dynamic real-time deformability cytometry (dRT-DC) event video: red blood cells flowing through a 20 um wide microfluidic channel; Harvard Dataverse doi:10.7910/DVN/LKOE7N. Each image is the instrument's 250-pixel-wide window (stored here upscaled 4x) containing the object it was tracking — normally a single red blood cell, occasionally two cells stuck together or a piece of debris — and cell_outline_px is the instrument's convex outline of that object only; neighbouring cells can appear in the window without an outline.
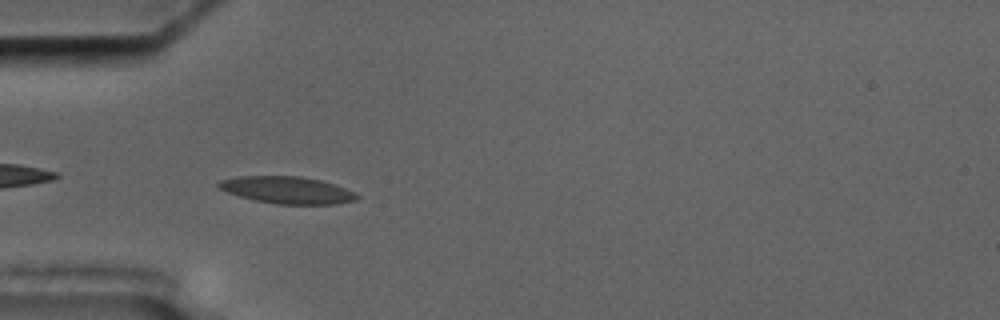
{"species": "common noctule bat (a hibernating species)", "species_latin": "Nyctalus noctula", "temperature_condition": "cold", "stored_images_in_passage": 1, "camera_frame_rate_fps": 3000, "um_per_image_px": 0.085, "animal": {"sex": "male", "body_mass_g": 17.5, "forearm_length_mm": 52.3}, "frame": {"image": 1, "passage_image": 1, "time_ms": 0.0, "image_size_px": [1000, 320], "cell_outline_px": [[360, 196], [356, 200], [336, 204], [276, 204], [256, 200], [240, 196], [216, 188], [216, 184], [220, 180], [236, 176], [300, 176], [320, 180], [336, 184], [356, 192]], "centroid_in_image_um": [24.42, 16.15], "position_along_channel_um": 60.6, "area_um2": 21.96}}